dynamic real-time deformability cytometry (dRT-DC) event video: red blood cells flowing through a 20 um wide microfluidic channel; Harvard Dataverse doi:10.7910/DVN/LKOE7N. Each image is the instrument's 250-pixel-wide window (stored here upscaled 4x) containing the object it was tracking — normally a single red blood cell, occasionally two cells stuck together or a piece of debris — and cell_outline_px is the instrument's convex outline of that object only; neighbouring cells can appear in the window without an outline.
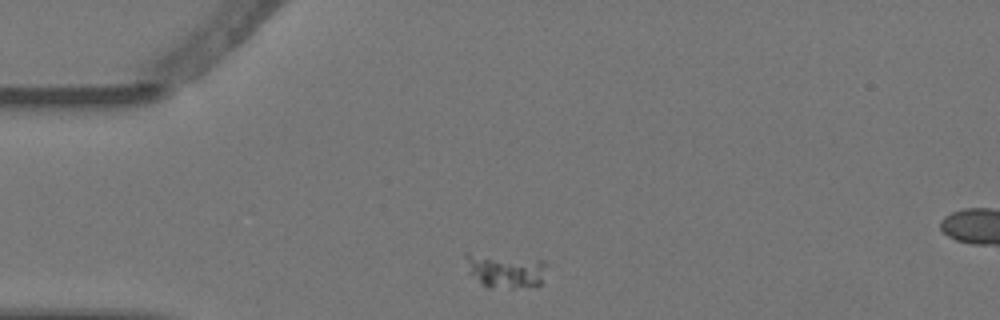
{"species": "Egyptian fruit bat (a non-hibernating species)", "species_latin": "Rousettus aegyptiacus", "temperature_condition": "warm", "stored_images_in_passage": 3, "camera_frame_rate_fps": 3000, "um_per_image_px": 0.085, "animal": {"sex": "female"}, "frame": {"image": 1, "passage_image": 1, "time_ms": 0.0, "image_size_px": [1000, 320], "cell_outline_px": [[548, 264], [540, 284], [536, 288], [488, 288], [468, 272], [464, 256], [464, 252], [468, 252], [540, 260]], "centroid_in_image_um": [42.95, 23.01], "position_along_channel_um": 42.1, "area_um2": 16.47}}